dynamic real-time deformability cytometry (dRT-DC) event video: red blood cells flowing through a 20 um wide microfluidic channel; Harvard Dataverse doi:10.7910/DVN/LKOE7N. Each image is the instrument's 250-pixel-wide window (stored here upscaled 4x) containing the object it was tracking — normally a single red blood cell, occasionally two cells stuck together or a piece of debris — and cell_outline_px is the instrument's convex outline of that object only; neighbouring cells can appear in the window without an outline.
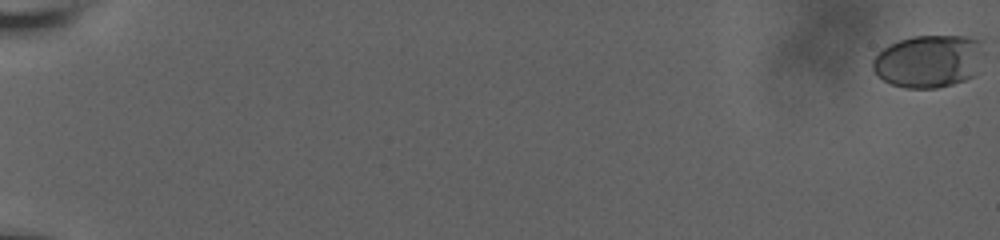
{"species": "human", "species_latin": "Homo sapiens", "temperature_condition": "room temperature", "stored_images_in_passage": 32, "camera_frame_rate_fps": 3000, "um_per_image_px": 0.085, "donor": {"sex": "male"}, "frame": {"image": 1, "passage_image": 1, "time_ms": 0.0, "image_size_px": [1000, 240], "cell_outline_px": [[984, 52], [972, 76], [964, 80], [952, 84], [936, 88], [904, 88], [892, 84], [884, 80], [872, 68], [872, 60], [884, 48], [900, 40], [912, 36], [968, 36], [984, 40]], "centroid_in_image_um": [78.97, 5.18], "position_along_channel_um": 6.0, "area_um2": 34.04}}
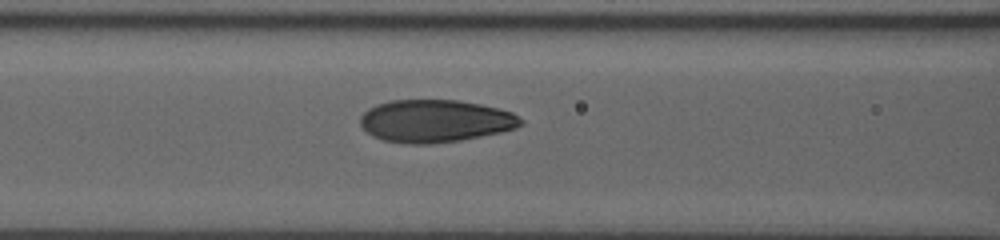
{"frame": {"image": 2, "passage_image": 26, "time_ms": 10.0, "image_size_px": [1000, 240], "cell_outline_px": [[524, 124], [516, 128], [500, 132], [460, 140], [428, 144], [408, 144], [384, 140], [372, 136], [360, 124], [360, 116], [368, 108], [376, 104], [392, 100], [456, 100], [480, 104], [512, 112], [524, 120]], "centroid_in_image_um": [36.99, 10.28], "position_along_channel_um": 129.6, "area_um2": 39.77}}
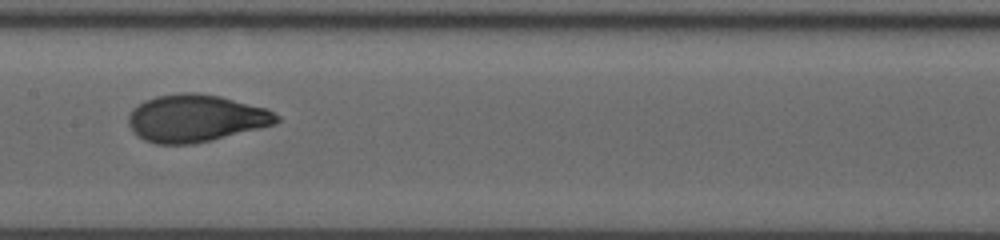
{"frame": {"image": 3, "passage_image": 31, "time_ms": 11.667, "image_size_px": [1000, 240], "cell_outline_px": [[280, 120], [276, 124], [212, 140], [192, 144], [156, 144], [144, 140], [128, 124], [128, 116], [132, 108], [144, 100], [156, 96], [180, 92], [196, 92], [220, 96], [268, 108], [280, 116]], "centroid_in_image_um": [16.66, 10.04], "position_along_channel_um": 190.7, "area_um2": 41.04}}